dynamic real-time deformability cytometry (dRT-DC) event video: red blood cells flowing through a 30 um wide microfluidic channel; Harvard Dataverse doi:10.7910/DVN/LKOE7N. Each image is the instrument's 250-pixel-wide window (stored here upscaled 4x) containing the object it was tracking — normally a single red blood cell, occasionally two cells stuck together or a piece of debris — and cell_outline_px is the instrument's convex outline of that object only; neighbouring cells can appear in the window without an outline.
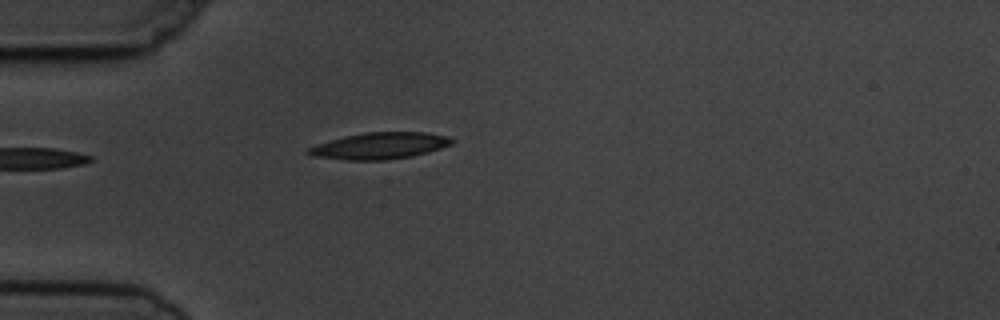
{"species": "common noctule bat (a hibernating species)", "species_latin": "Nyctalus noctula", "temperature_condition": "cold", "stored_images_in_passage": 3, "camera_frame_rate_fps": 3000, "um_per_image_px": 0.085, "animal": {"sex": "male", "body_mass_g": 19.5, "forearm_length_mm": 54.6}, "frame": {"image": 1, "passage_image": 3, "time_ms": 2.333, "image_size_px": [1000, 320], "cell_outline_px": [[456, 140], [452, 144], [428, 152], [412, 156], [384, 160], [344, 160], [316, 156], [304, 152], [308, 148], [316, 144], [344, 136], [364, 132], [424, 132], [448, 136]], "centroid_in_image_um": [32.29, 12.38], "position_along_channel_um": 52.7, "area_um2": 22.2}}